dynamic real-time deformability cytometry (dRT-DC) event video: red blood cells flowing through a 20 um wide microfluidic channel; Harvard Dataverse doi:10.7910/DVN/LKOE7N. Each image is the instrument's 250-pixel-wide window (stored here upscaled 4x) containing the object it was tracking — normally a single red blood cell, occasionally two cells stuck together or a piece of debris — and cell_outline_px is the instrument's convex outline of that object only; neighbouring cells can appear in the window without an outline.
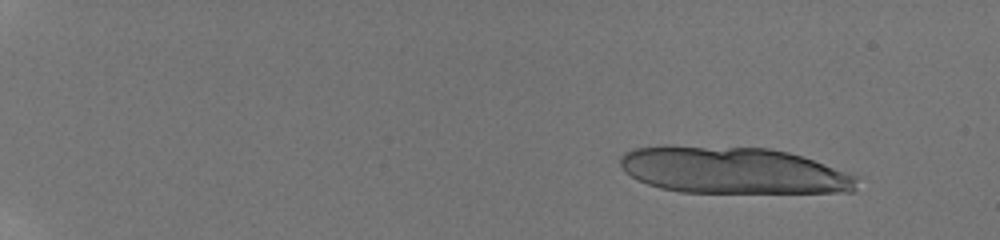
{"species": "human", "species_latin": "Homo sapiens", "temperature_condition": "room temperature", "stored_images_in_passage": 26, "camera_frame_rate_fps": 3000, "um_per_image_px": 0.085, "donor": {"sex": "male"}, "frame": {"image": 1, "passage_image": 1, "time_ms": 0.0, "image_size_px": [1000, 240], "cell_outline_px": [[856, 188], [852, 192], [680, 192], [660, 188], [648, 184], [624, 172], [620, 164], [620, 156], [624, 152], [636, 148], [768, 148], [788, 152], [812, 160], [856, 176]], "centroid_in_image_um": [62.32, 14.52], "position_along_channel_um": 22.7, "area_um2": 62.66}}